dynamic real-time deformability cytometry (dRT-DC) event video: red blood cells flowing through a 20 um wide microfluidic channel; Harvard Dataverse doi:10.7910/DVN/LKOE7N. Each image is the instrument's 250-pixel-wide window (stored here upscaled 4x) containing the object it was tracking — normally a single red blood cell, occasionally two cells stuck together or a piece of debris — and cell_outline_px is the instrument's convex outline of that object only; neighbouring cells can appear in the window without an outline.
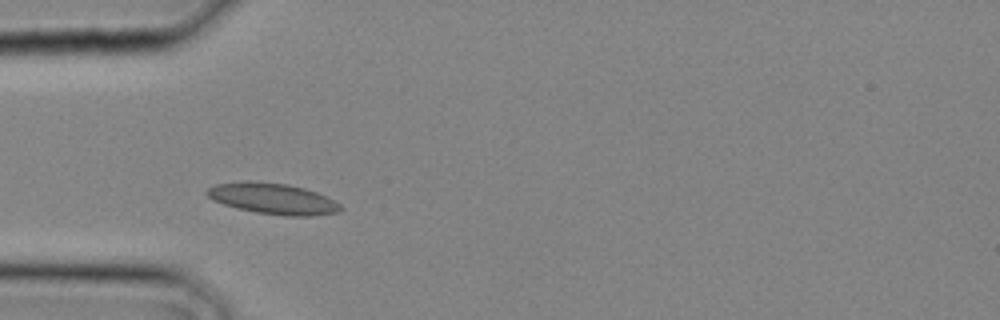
{"species": "common noctule bat (a hibernating species)", "species_latin": "Nyctalus noctula", "temperature_condition": "cold", "stored_images_in_passage": 21, "camera_frame_rate_fps": 3000, "um_per_image_px": 0.085, "animal": {"sex": "male", "body_mass_g": 20.4}, "frame": {"image": 1, "passage_image": 1, "time_ms": 0.0, "image_size_px": [1000, 320], "cell_outline_px": [[344, 208], [340, 212], [312, 216], [284, 216], [256, 212], [236, 208], [212, 200], [204, 192], [208, 188], [216, 184], [244, 180], [248, 180], [288, 184], [304, 188], [316, 192], [340, 204]], "centroid_in_image_um": [23.17, 16.88], "position_along_channel_um": 61.8, "area_um2": 24.28}}
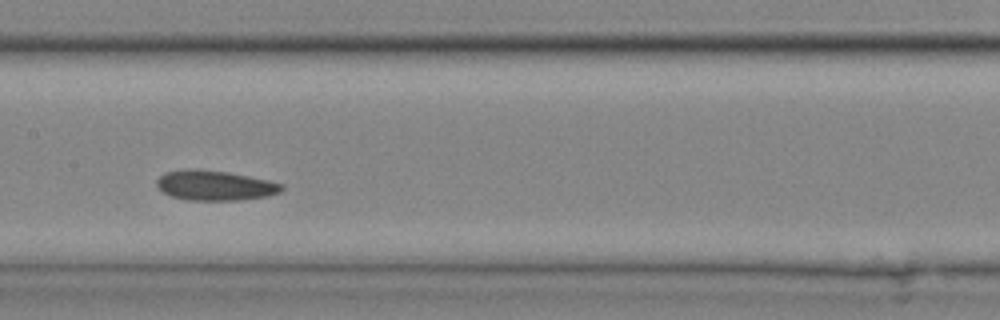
{"frame": {"image": 2, "passage_image": 7, "time_ms": 2.0, "image_size_px": [1000, 320], "cell_outline_px": [[284, 188], [280, 192], [268, 196], [236, 200], [188, 200], [172, 196], [164, 192], [156, 184], [156, 180], [164, 172], [188, 168], [228, 172], [268, 180], [284, 184]], "centroid_in_image_um": [18.27, 15.75], "position_along_channel_um": 189.1, "area_um2": 21.73}}
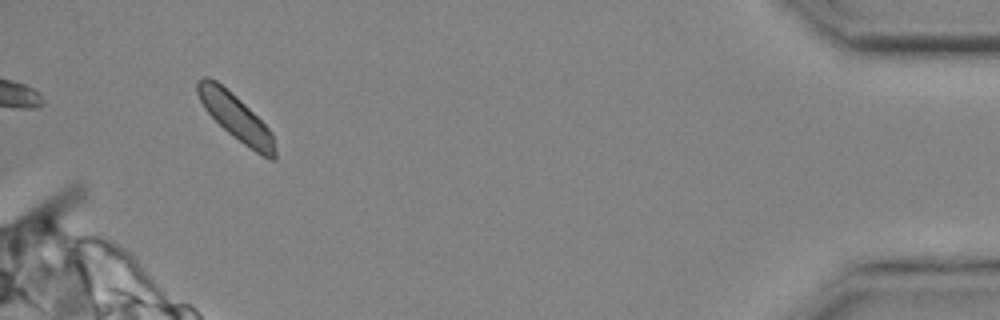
{"frame": {"image": 3, "passage_image": 20, "time_ms": 6.333, "image_size_px": [1000, 320], "cell_outline_px": [[276, 160], [272, 160], [256, 152], [232, 136], [204, 108], [196, 92], [196, 80], [204, 76], [208, 76], [216, 80], [236, 96], [272, 132], [276, 152]], "centroid_in_image_um": [20.02, 9.94], "position_along_channel_um": 415.2, "area_um2": 20.4}}